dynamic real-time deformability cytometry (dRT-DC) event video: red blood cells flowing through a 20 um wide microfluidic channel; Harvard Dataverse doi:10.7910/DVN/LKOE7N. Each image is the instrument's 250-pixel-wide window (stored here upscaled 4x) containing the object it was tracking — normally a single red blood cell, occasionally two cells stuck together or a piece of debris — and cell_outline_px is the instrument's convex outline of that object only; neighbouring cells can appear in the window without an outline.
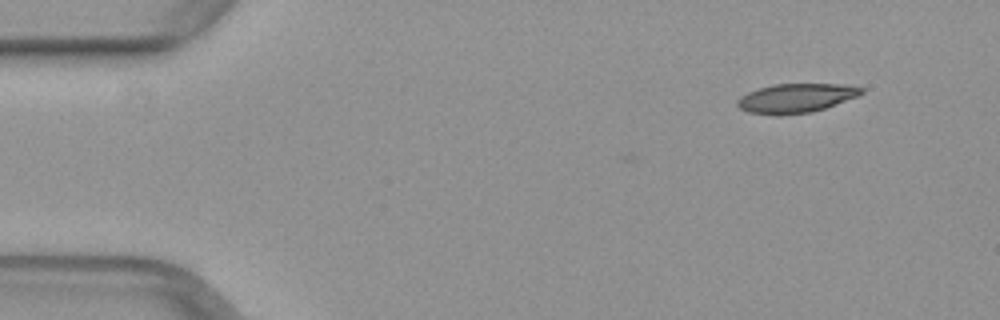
{"species": "common noctule bat (a hibernating species)", "species_latin": "Nyctalus noctula", "temperature_condition": "warm", "stored_images_in_passage": 45, "camera_frame_rate_fps": 3000, "um_per_image_px": 0.085, "animal": {"sex": "female", "body_mass_g": 29.2, "forearm_length_mm": 56.3}, "frame": {"image": 1, "passage_image": 1, "time_ms": 0.0, "image_size_px": [1000, 320], "cell_outline_px": [[864, 92], [856, 96], [836, 104], [812, 112], [780, 116], [776, 116], [748, 112], [740, 108], [736, 104], [736, 100], [740, 96], [748, 92], [772, 84], [840, 84], [864, 88]], "centroid_in_image_um": [67.61, 8.35], "position_along_channel_um": 17.4, "area_um2": 21.1}}
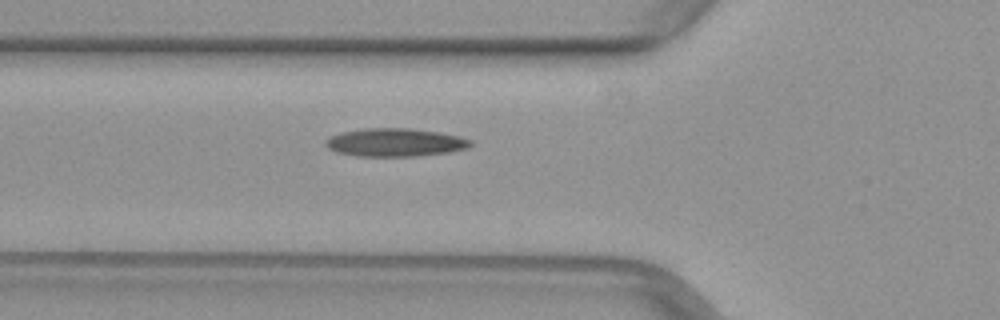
{"frame": {"image": 2, "passage_image": 14, "time_ms": 4.333, "image_size_px": [1000, 320], "cell_outline_px": [[472, 144], [468, 148], [448, 152], [416, 156], [356, 156], [336, 152], [328, 148], [324, 144], [324, 140], [340, 132], [364, 128], [408, 128], [440, 132], [460, 136], [472, 140]], "centroid_in_image_um": [33.57, 12.1], "position_along_channel_um": 92.2, "area_um2": 23.93}}
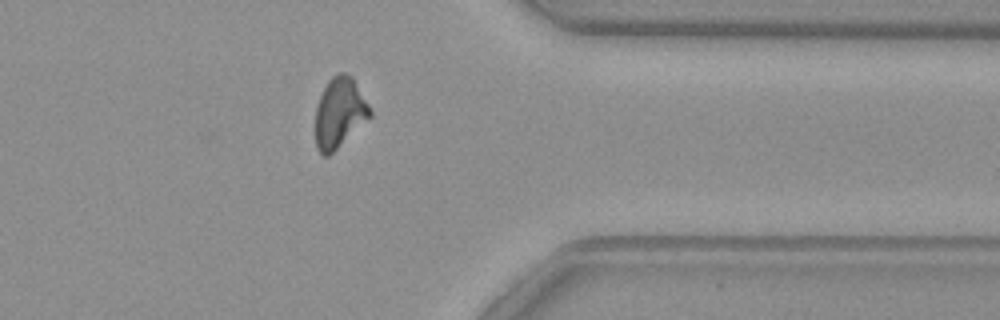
{"frame": {"image": 3, "passage_image": 36, "time_ms": 11.667, "image_size_px": [1000, 320], "cell_outline_px": [[372, 116], [328, 156], [324, 156], [316, 148], [316, 108], [320, 96], [328, 80], [332, 76], [340, 72], [344, 72], [352, 76], [368, 104], [372, 112]], "centroid_in_image_um": [28.86, 9.57], "position_along_channel_um": 382.5, "area_um2": 22.08}}